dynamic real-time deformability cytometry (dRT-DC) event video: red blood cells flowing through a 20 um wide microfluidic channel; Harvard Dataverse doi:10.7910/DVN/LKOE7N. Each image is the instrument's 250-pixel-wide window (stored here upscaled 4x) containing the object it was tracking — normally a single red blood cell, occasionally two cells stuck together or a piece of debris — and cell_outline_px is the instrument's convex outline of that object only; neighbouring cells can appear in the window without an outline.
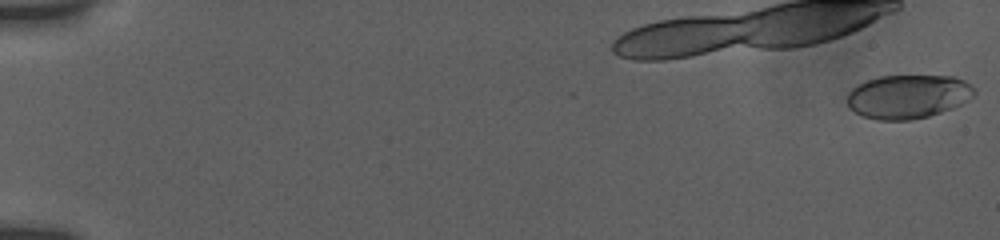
{"species": "human", "species_latin": "Homo sapiens", "temperature_condition": "room temperature", "stored_images_in_passage": 33, "camera_frame_rate_fps": 3000, "um_per_image_px": 0.085, "donor": {"sex": "female"}, "frame": {"image": 1, "passage_image": 1, "time_ms": 0.0, "image_size_px": [1000, 240], "cell_outline_px": [[976, 92], [968, 100], [952, 108], [928, 116], [912, 120], [876, 120], [864, 116], [848, 108], [848, 92], [856, 84], [880, 76], [956, 76], [964, 80], [976, 88]], "centroid_in_image_um": [77.18, 8.2], "position_along_channel_um": 7.8, "area_um2": 32.54}}
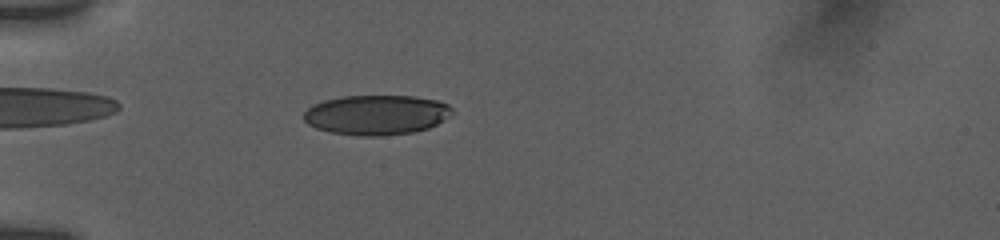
{"frame": {"image": 2, "passage_image": 22, "time_ms": 5.667, "image_size_px": [1000, 240], "cell_outline_px": [[452, 112], [444, 120], [428, 128], [412, 132], [380, 136], [360, 136], [328, 132], [316, 128], [308, 124], [304, 120], [304, 112], [312, 104], [324, 100], [344, 96], [412, 96], [436, 100], [448, 104], [452, 108]], "centroid_in_image_um": [31.97, 9.76], "position_along_channel_um": 53.0, "area_um2": 34.45}}
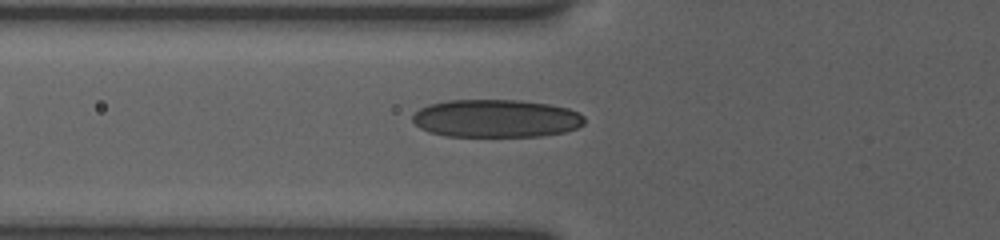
{"frame": {"image": 3, "passage_image": 29, "time_ms": 7.0, "image_size_px": [1000, 240], "cell_outline_px": [[584, 124], [576, 128], [564, 132], [540, 136], [448, 136], [428, 132], [420, 128], [412, 120], [412, 116], [420, 108], [428, 104], [448, 100], [520, 100], [548, 104], [568, 108], [580, 112], [584, 116]], "centroid_in_image_um": [42.17, 10.06], "position_along_channel_um": 83.6, "area_um2": 38.09}}